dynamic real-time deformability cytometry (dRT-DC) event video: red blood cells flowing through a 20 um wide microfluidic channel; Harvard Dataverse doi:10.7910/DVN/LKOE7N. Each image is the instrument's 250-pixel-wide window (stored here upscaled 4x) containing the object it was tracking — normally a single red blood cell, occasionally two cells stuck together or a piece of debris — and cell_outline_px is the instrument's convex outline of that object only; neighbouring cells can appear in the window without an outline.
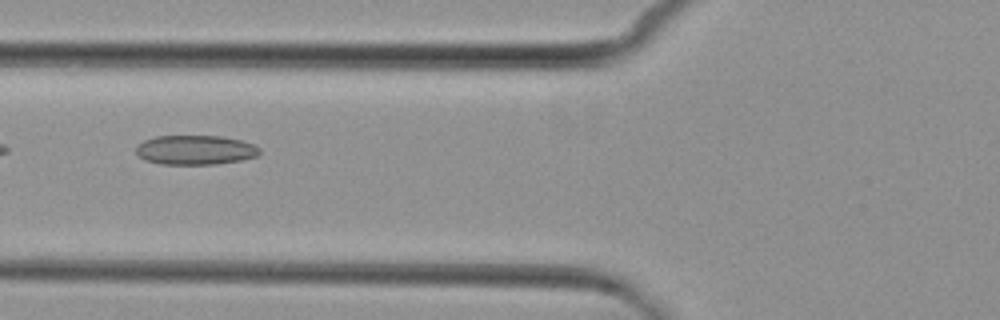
{"species": "common noctule bat (a hibernating species)", "species_latin": "Nyctalus noctula", "temperature_condition": "cold", "stored_images_in_passage": 8, "camera_frame_rate_fps": 3000, "um_per_image_px": 0.085, "animal": {"sex": "female", "body_mass_g": 29.2, "forearm_length_mm": 56.3}, "frame": {"image": 1, "passage_image": 5, "time_ms": 4.667, "image_size_px": [1000, 320], "cell_outline_px": [[260, 152], [256, 156], [240, 160], [216, 164], [160, 164], [144, 160], [136, 152], [136, 144], [144, 140], [156, 136], [220, 136], [240, 140], [252, 144], [260, 148]], "centroid_in_image_um": [16.56, 12.74], "position_along_channel_um": 109.2, "area_um2": 21.15}}
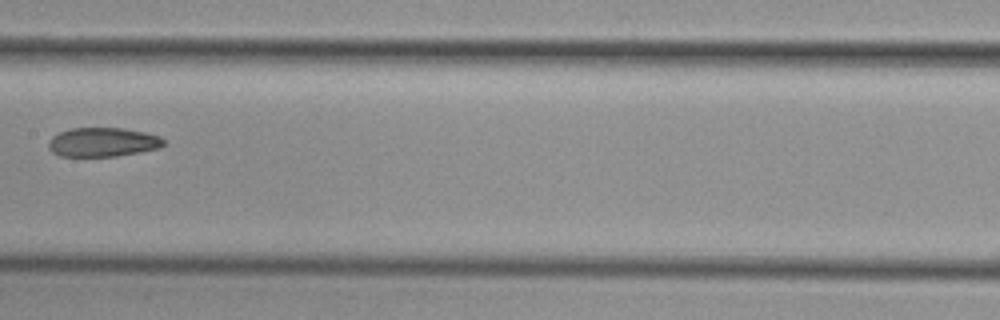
{"frame": {"image": 2, "passage_image": 7, "time_ms": 7.0, "image_size_px": [1000, 320], "cell_outline_px": [[164, 144], [160, 148], [116, 156], [60, 156], [52, 152], [48, 148], [48, 140], [52, 136], [60, 132], [72, 128], [124, 128], [144, 132], [160, 136], [164, 140]], "centroid_in_image_um": [8.72, 12.08], "position_along_channel_um": 198.7, "area_um2": 19.54}}
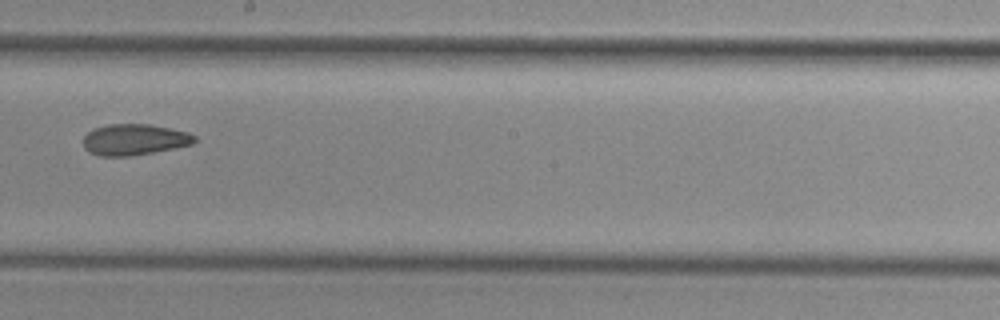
{"frame": {"image": 3, "passage_image": 8, "time_ms": 8.0, "image_size_px": [1000, 320], "cell_outline_px": [[196, 140], [192, 144], [132, 156], [100, 156], [88, 152], [84, 148], [84, 136], [92, 128], [108, 124], [152, 124], [188, 132], [196, 136]], "centroid_in_image_um": [11.39, 11.86], "position_along_channel_um": 236.8, "area_um2": 20.23}}